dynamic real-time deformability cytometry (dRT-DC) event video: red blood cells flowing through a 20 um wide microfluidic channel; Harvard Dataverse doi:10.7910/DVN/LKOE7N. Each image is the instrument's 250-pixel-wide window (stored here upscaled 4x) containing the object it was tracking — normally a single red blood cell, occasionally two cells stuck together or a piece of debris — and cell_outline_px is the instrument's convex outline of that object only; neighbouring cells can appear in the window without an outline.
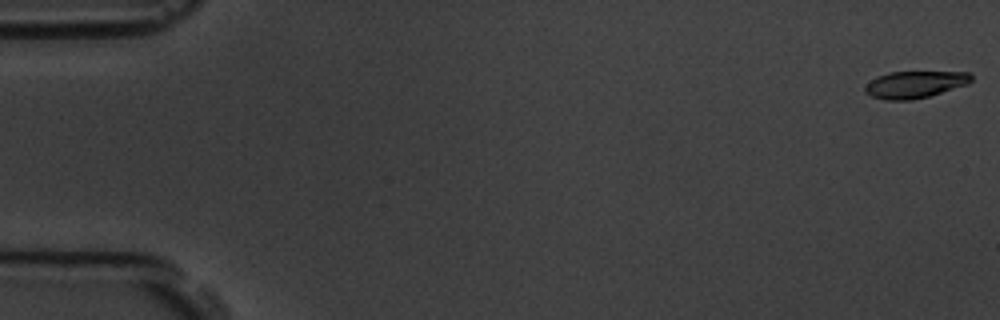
{"species": "common noctule bat (a hibernating species)", "species_latin": "Nyctalus noctula", "temperature_condition": "room temperature", "stored_images_in_passage": 6, "segment_of_instrument_passage": [1, 2], "camera_frame_rate_fps": 3000, "um_per_image_px": 0.085, "animal": {"sex": "male", "body_mass_g": 19.5, "forearm_length_mm": 54.6}, "frame": {"image": 1, "passage_image": 1, "time_ms": 0.0, "image_size_px": [1000, 320], "cell_outline_px": [[972, 80], [968, 84], [928, 96], [912, 100], [884, 100], [872, 96], [864, 92], [864, 88], [876, 76], [888, 72], [972, 72]], "centroid_in_image_um": [77.76, 7.18], "position_along_channel_um": 7.2, "area_um2": 16.65}}
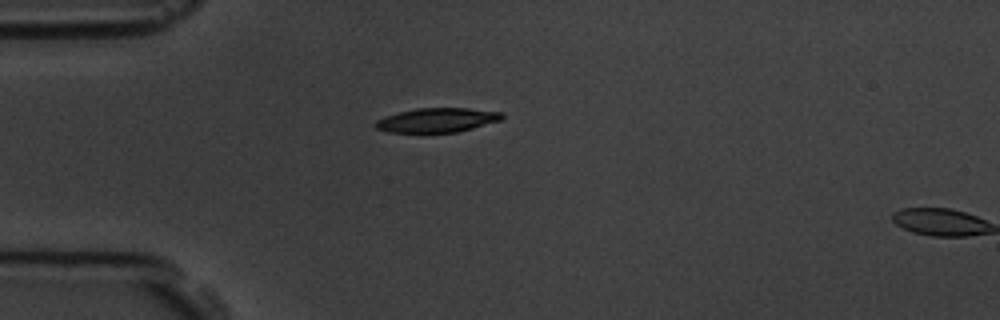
{"frame": {"image": 2, "passage_image": 5, "time_ms": 4.667, "image_size_px": [1000, 320], "cell_outline_px": [[504, 116], [500, 120], [472, 128], [456, 132], [388, 132], [376, 128], [376, 120], [384, 116], [416, 108], [468, 108], [504, 112]], "centroid_in_image_um": [37.16, 10.2], "position_along_channel_um": 47.8, "area_um2": 17.74}}